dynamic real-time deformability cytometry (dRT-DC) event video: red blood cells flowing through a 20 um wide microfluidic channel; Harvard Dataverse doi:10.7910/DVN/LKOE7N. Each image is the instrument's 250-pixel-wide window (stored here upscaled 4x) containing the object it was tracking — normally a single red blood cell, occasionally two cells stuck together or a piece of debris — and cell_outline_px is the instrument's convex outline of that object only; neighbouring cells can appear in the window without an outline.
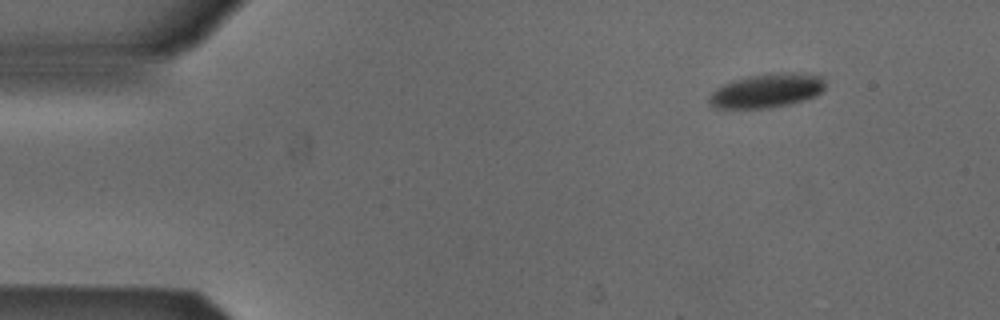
{"species": "Egyptian fruit bat (a non-hibernating species)", "species_latin": "Rousettus aegyptiacus", "temperature_condition": "cold", "stored_images_in_passage": 43, "camera_frame_rate_fps": 3000, "um_per_image_px": 0.085, "animal": {"sex": "male"}, "frame": {"image": 1, "passage_image": 1, "time_ms": 0.0, "image_size_px": [1000, 320], "cell_outline_px": [[824, 88], [816, 96], [804, 100], [788, 104], [768, 108], [712, 108], [708, 104], [708, 96], [716, 88], [732, 80], [748, 76], [780, 72], [804, 72], [824, 76]], "centroid_in_image_um": [65.18, 7.69], "position_along_channel_um": 19.8, "area_um2": 23.35}}
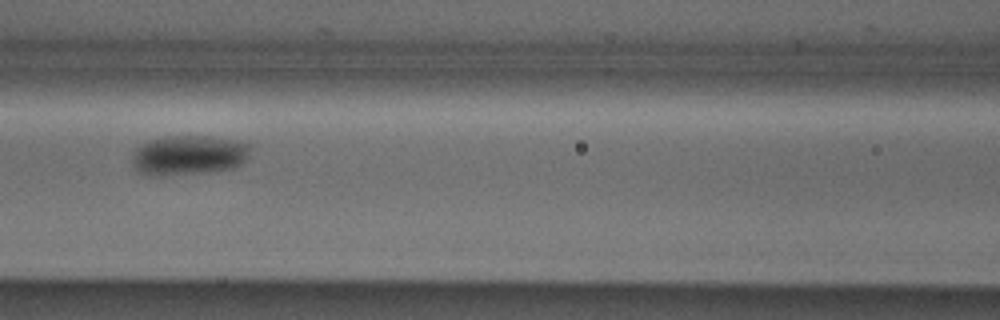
{"frame": {"image": 2, "passage_image": 18, "time_ms": 5.667, "image_size_px": [1000, 320], "cell_outline_px": [[248, 156], [236, 168], [212, 172], [160, 176], [148, 176], [136, 172], [132, 164], [132, 152], [140, 144], [148, 140], [160, 136], [212, 136], [236, 140], [248, 144]], "centroid_in_image_um": [15.96, 13.2], "position_along_channel_um": 150.6, "area_um2": 28.03}}
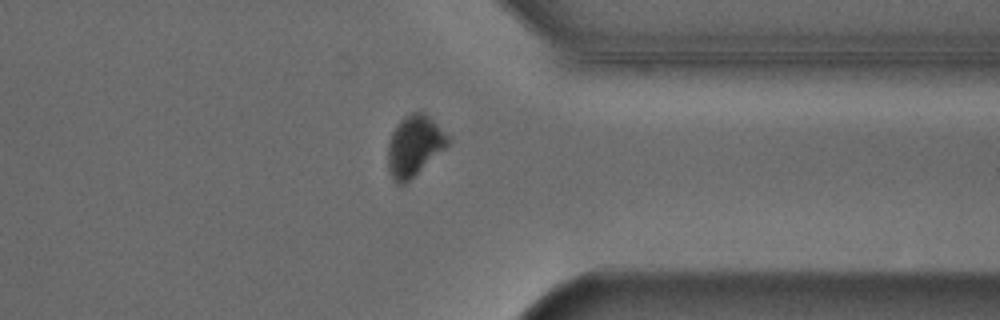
{"frame": {"image": 3, "passage_image": 36, "time_ms": 11.667, "image_size_px": [1000, 320], "cell_outline_px": [[452, 140], [444, 148], [404, 184], [396, 184], [392, 180], [388, 172], [388, 144], [392, 132], [396, 124], [404, 116], [412, 112], [424, 112]], "centroid_in_image_um": [35.17, 12.39], "position_along_channel_um": 376.2, "area_um2": 20.87}, "authors_computed_cell_mechanics": {"area_um2": 25.143, "velocity_mm_per_s": 3.8511, "shape_relaxation_time_tau1_ms": 1.836, "shape_relaxation_time_tau2_ms": null, "deformation_change_tau1": 0.0806, "deformation_change_tau2": null}}